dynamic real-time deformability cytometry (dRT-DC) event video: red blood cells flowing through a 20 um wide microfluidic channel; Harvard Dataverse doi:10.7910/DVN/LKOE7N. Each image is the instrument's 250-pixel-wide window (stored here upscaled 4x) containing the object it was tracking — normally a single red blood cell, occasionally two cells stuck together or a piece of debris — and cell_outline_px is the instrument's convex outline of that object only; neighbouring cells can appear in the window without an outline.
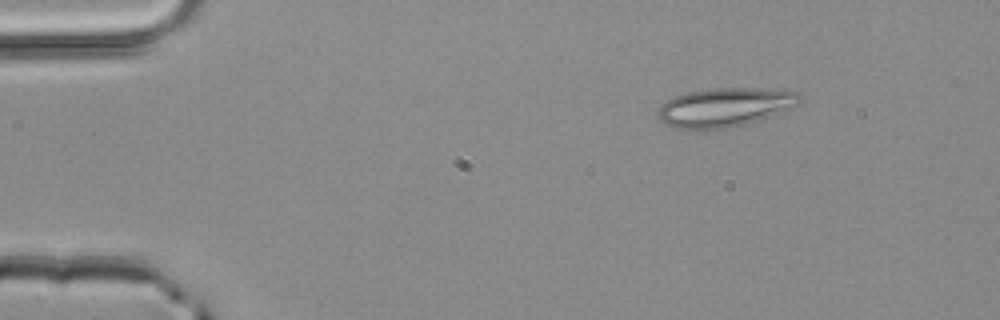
{"species": "common noctule bat (a hibernating species)", "species_latin": "Nyctalus noctula", "temperature_condition": "room temperature", "stored_images_in_passage": 3, "camera_frame_rate_fps": 3000, "um_per_image_px": 0.085, "animal": {"sex": "male", "body_mass_g": 20.4}, "frame": {"image": 1, "passage_image": 1, "time_ms": 0.0, "image_size_px": [1000, 320], "cell_outline_px": [[800, 104], [768, 116], [744, 124], [728, 128], [676, 128], [660, 120], [656, 112], [672, 96], [688, 92], [708, 88], [756, 88], [800, 92]], "centroid_in_image_um": [61.6, 9.09], "position_along_channel_um": 23.4, "area_um2": 31.56}}